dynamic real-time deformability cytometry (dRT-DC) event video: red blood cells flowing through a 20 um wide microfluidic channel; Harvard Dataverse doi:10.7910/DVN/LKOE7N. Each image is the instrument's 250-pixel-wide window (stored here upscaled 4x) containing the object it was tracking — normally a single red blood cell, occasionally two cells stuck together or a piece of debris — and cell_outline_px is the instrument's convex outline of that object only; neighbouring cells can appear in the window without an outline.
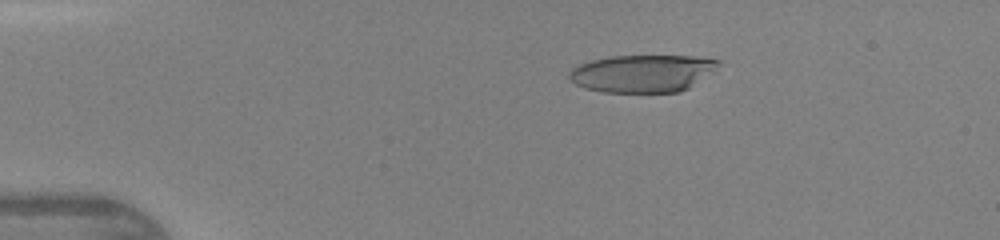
{"species": "human", "species_latin": "Homo sapiens", "temperature_condition": "warm", "stored_images_in_passage": 45, "camera_frame_rate_fps": 3000, "um_per_image_px": 0.085, "donor": {"sex": "female"}, "frame": {"image": 1, "passage_image": 9, "time_ms": 2.667, "image_size_px": [1000, 240], "cell_outline_px": [[720, 64], [688, 88], [680, 92], [604, 92], [584, 88], [576, 84], [568, 76], [568, 72], [572, 68], [580, 64], [592, 60], [608, 56], [696, 56], [720, 60]], "centroid_in_image_um": [54.57, 6.23], "position_along_channel_um": 30.4, "area_um2": 32.31}}
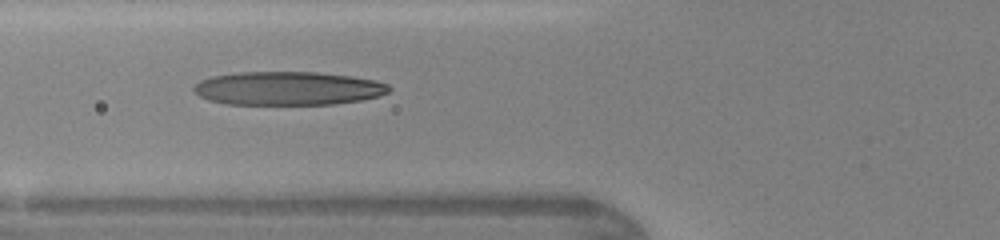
{"frame": {"image": 2, "passage_image": 18, "time_ms": 5.667, "image_size_px": [1000, 240], "cell_outline_px": [[392, 88], [388, 92], [380, 96], [360, 100], [332, 104], [228, 104], [208, 100], [200, 96], [192, 88], [200, 80], [212, 76], [240, 72], [316, 72], [352, 76], [376, 80], [388, 84]], "centroid_in_image_um": [24.5, 7.5], "position_along_channel_um": 101.3, "area_um2": 38.21}}
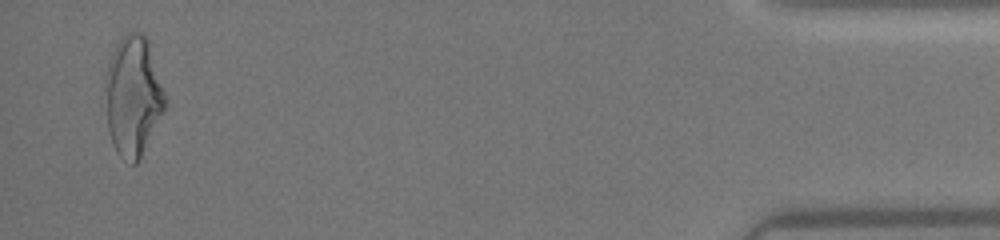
{"frame": {"image": 3, "passage_image": 44, "time_ms": 14.333, "image_size_px": [1000, 240], "cell_outline_px": [[168, 100], [140, 160], [136, 164], [132, 164], [120, 156], [116, 152], [112, 144], [108, 132], [104, 84], [104, 76], [112, 52], [116, 44], [128, 32], [140, 32], [148, 40]], "centroid_in_image_um": [11.3, 8.18], "position_along_channel_um": 423.9, "area_um2": 42.08}}